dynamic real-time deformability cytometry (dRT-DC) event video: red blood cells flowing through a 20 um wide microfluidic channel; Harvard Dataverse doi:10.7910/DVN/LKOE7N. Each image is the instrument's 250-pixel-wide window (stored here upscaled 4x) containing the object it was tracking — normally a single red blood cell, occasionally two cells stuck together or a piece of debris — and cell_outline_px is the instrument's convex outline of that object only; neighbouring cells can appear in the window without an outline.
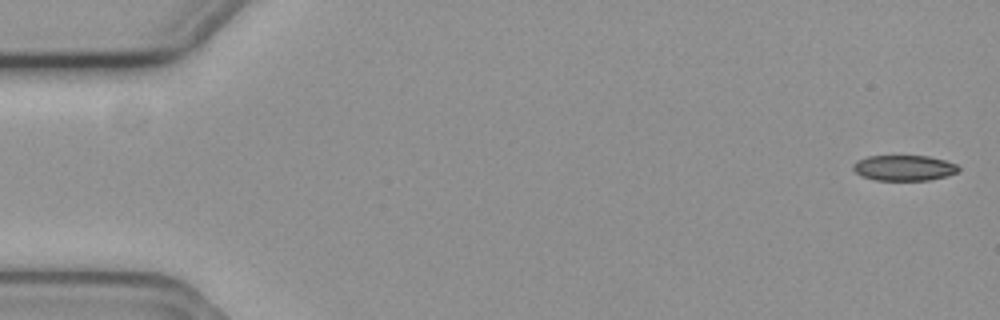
{"species": "common noctule bat (a hibernating species)", "species_latin": "Nyctalus noctula", "temperature_condition": "cold", "stored_images_in_passage": 3, "camera_frame_rate_fps": 3000, "um_per_image_px": 0.085, "animal": {"sex": "female", "body_mass_g": 19.3, "forearm_length_mm": 54.1}, "frame": {"image": 1, "passage_image": 1, "time_ms": 0.0, "image_size_px": [1000, 320], "cell_outline_px": [[960, 172], [928, 180], [876, 180], [860, 176], [852, 168], [852, 164], [856, 160], [868, 156], [928, 156], [944, 160], [956, 164], [960, 168]], "centroid_in_image_um": [76.82, 14.27], "position_along_channel_um": 8.2, "area_um2": 15.72}}